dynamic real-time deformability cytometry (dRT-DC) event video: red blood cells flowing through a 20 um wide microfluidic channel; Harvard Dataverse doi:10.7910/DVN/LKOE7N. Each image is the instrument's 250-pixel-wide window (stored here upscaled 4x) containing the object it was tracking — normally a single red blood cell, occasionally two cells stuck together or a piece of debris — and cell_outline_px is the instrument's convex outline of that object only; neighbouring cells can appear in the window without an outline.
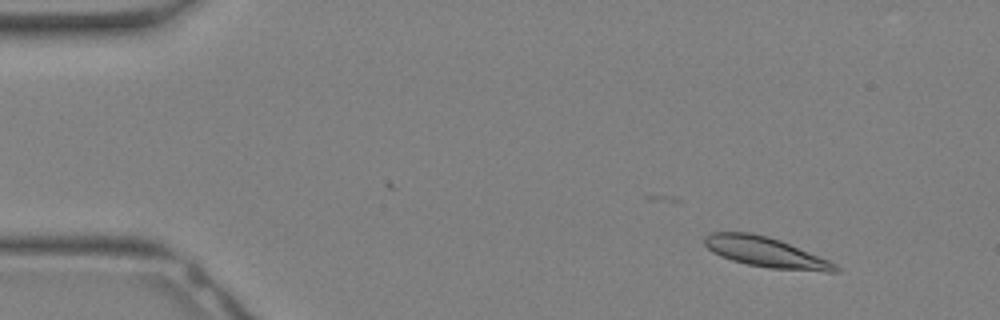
{"species": "Egyptian fruit bat (a non-hibernating species)", "species_latin": "Rousettus aegyptiacus", "temperature_condition": "warm", "stored_images_in_passage": 30, "camera_frame_rate_fps": 3000, "um_per_image_px": 0.085, "animal": {"sex": "female"}, "frame": {"image": 1, "passage_image": 4, "time_ms": 1.0, "image_size_px": [1000, 320], "cell_outline_px": [[840, 272], [828, 272], [768, 268], [748, 264], [732, 260], [720, 256], [712, 252], [704, 244], [704, 236], [708, 232], [752, 232], [768, 236], [780, 240], [828, 260], [836, 264], [840, 268]], "centroid_in_image_um": [65.06, 21.43], "position_along_channel_um": 19.9, "area_um2": 23.0}}
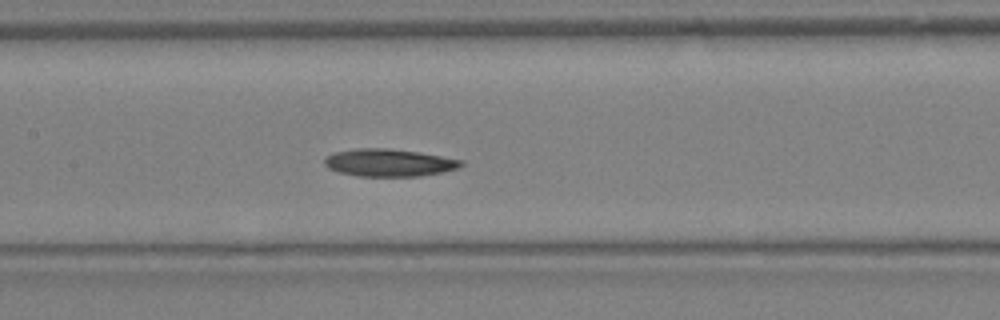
{"frame": {"image": 2, "passage_image": 16, "time_ms": 5.0, "image_size_px": [1000, 320], "cell_outline_px": [[464, 164], [460, 168], [444, 172], [420, 176], [360, 176], [340, 172], [328, 168], [324, 164], [324, 160], [332, 152], [356, 148], [388, 148], [420, 152], [464, 160]], "centroid_in_image_um": [33.11, 13.82], "position_along_channel_um": 174.3, "area_um2": 22.08}}
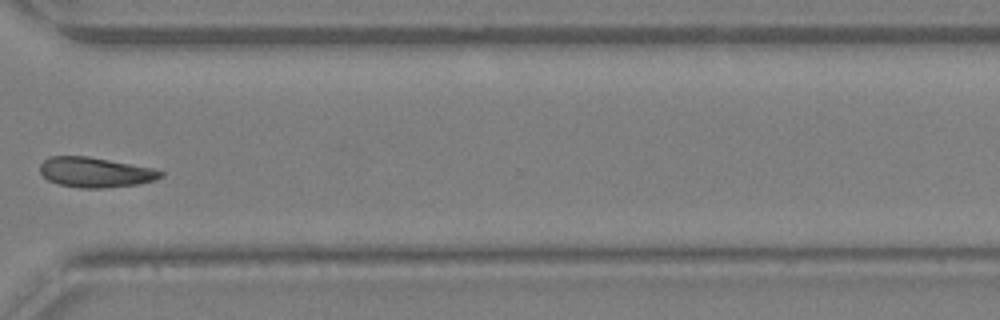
{"frame": {"image": 3, "passage_image": 25, "time_ms": 8.0, "image_size_px": [1000, 320], "cell_outline_px": [[164, 176], [156, 180], [136, 184], [104, 188], [80, 188], [60, 184], [48, 180], [40, 172], [40, 164], [48, 156], [88, 156], [152, 168], [164, 172]], "centroid_in_image_um": [8.1, 14.64], "position_along_channel_um": 362.5, "area_um2": 21.04}}